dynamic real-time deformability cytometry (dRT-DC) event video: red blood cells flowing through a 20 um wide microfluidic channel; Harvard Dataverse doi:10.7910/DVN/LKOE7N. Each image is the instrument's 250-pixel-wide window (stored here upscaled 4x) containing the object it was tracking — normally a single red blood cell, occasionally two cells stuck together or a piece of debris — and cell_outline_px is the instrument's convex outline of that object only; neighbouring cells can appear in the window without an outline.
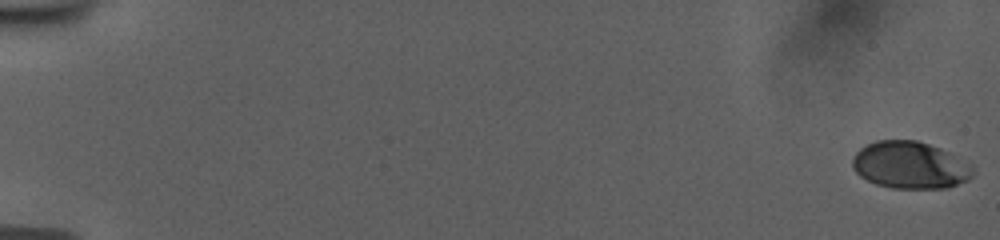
{"species": "human", "species_latin": "Homo sapiens", "temperature_condition": "room temperature", "stored_images_in_passage": 57, "camera_frame_rate_fps": 3000, "um_per_image_px": 0.085, "donor": {"sex": "female"}, "frame": {"image": 1, "passage_image": 1, "time_ms": 0.0, "image_size_px": [1000, 240], "cell_outline_px": [[972, 176], [968, 180], [948, 188], [892, 188], [876, 184], [860, 176], [852, 168], [852, 160], [856, 152], [860, 148], [876, 140], [916, 140], [940, 148], [972, 164]], "centroid_in_image_um": [77.35, 14.04], "position_along_channel_um": 7.7, "area_um2": 33.06}}
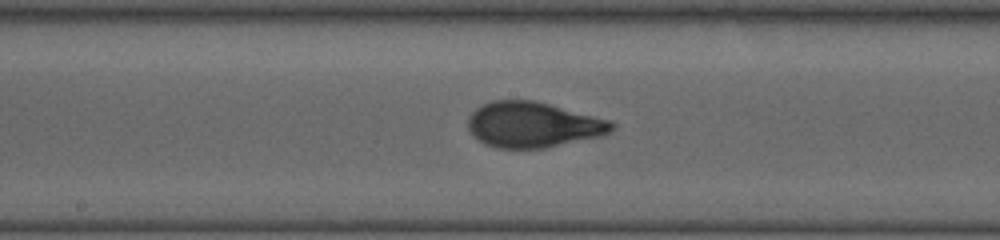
{"frame": {"image": 2, "passage_image": 32, "time_ms": 10.333, "image_size_px": [1000, 240], "cell_outline_px": [[616, 124], [608, 132], [600, 136], [544, 148], [496, 148], [484, 144], [468, 128], [468, 116], [476, 108], [492, 100], [532, 100], [548, 104], [608, 120]], "centroid_in_image_um": [45.26, 10.6], "position_along_channel_um": 202.9, "area_um2": 37.51}}
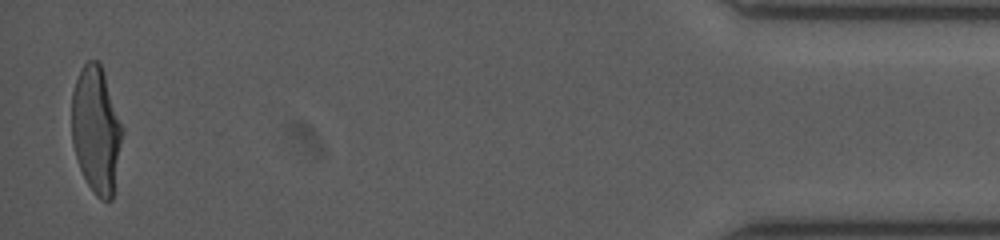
{"frame": {"image": 3, "passage_image": 56, "time_ms": 18.333, "image_size_px": [1000, 240], "cell_outline_px": [[124, 128], [112, 200], [100, 200], [92, 192], [80, 168], [72, 144], [72, 92], [80, 68], [88, 60], [96, 60], [100, 64], [104, 72]], "centroid_in_image_um": [8.18, 11.03], "position_along_channel_um": 427.0, "area_um2": 37.51}, "authors_computed_cell_mechanics": {"area_um2": 36.8186, "velocity_mm_per_s": 3.7568, "shape_relaxation_time_tau1_ms": 4.6633, "shape_relaxation_time_tau2_ms": null, "deformation_change_tau1": 0.1828, "deformation_change_tau2": null}}